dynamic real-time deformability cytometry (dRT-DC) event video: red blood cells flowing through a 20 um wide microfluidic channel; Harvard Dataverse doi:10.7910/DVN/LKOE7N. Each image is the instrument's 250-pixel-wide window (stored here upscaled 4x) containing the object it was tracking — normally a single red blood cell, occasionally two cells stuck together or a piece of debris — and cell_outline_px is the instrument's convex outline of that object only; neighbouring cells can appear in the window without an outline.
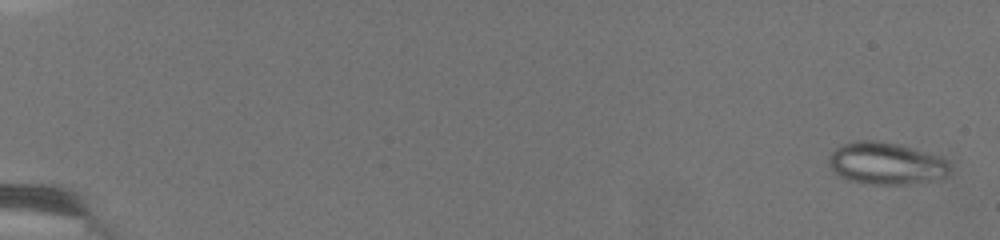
{"species": "common noctule bat (a hibernating species)", "species_latin": "Nyctalus noctula", "temperature_condition": "warm", "stored_images_in_passage": 12, "camera_frame_rate_fps": 3000, "um_per_image_px": 0.085, "animal": {"sex": "female", "body_mass_g": 19.5, "forearm_length_mm": 54.1}, "frame": {"image": 1, "passage_image": 1, "time_ms": 0.0, "image_size_px": [1000, 240], "cell_outline_px": [[948, 168], [944, 176], [908, 184], [868, 184], [848, 180], [836, 176], [828, 164], [828, 156], [836, 148], [844, 144], [856, 140], [880, 140], [900, 144], [940, 156], [948, 164]], "centroid_in_image_um": [75.21, 13.87], "position_along_channel_um": 9.8, "area_um2": 29.59}}
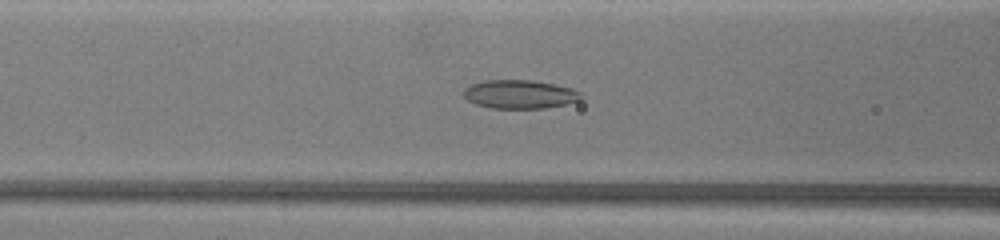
{"frame": {"image": 2, "passage_image": 12, "time_ms": 7.333, "image_size_px": [1000, 240], "cell_outline_px": [[584, 96], [580, 100], [564, 104], [544, 108], [492, 108], [476, 104], [468, 100], [464, 96], [464, 88], [472, 84], [488, 80], [528, 80], [556, 84], [572, 88], [580, 92]], "centroid_in_image_um": [44.21, 8.01], "position_along_channel_um": 122.4, "area_um2": 19.48}}